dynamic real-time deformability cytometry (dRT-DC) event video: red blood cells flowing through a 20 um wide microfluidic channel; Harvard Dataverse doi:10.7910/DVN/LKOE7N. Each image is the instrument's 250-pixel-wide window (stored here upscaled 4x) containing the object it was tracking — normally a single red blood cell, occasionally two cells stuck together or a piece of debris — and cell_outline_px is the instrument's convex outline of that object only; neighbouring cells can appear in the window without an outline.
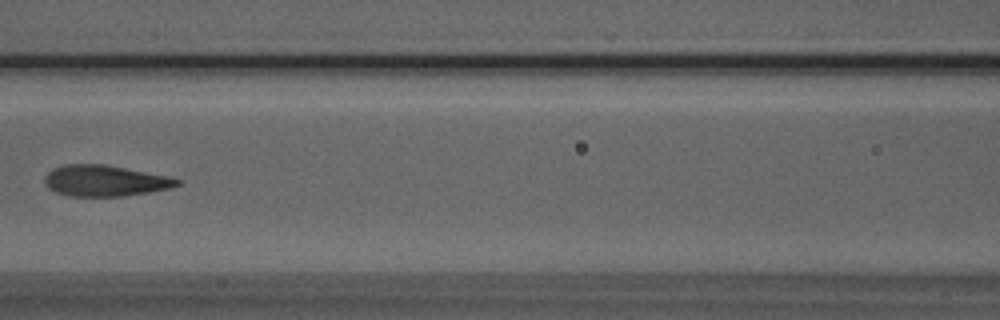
{"species": "Egyptian fruit bat (a non-hibernating species)", "species_latin": "Rousettus aegyptiacus", "temperature_condition": "room temperature", "stored_images_in_passage": 7, "camera_frame_rate_fps": 3000, "um_per_image_px": 0.085, "animal": {"sex": "male"}, "frame": {"image": 1, "passage_image": 6, "time_ms": 6.0, "image_size_px": [1000, 320], "cell_outline_px": [[180, 184], [172, 188], [124, 196], [68, 196], [56, 192], [48, 188], [44, 184], [44, 176], [52, 168], [64, 164], [104, 164], [168, 176], [180, 180]], "centroid_in_image_um": [8.88, 15.36], "position_along_channel_um": 157.7, "area_um2": 24.04}}
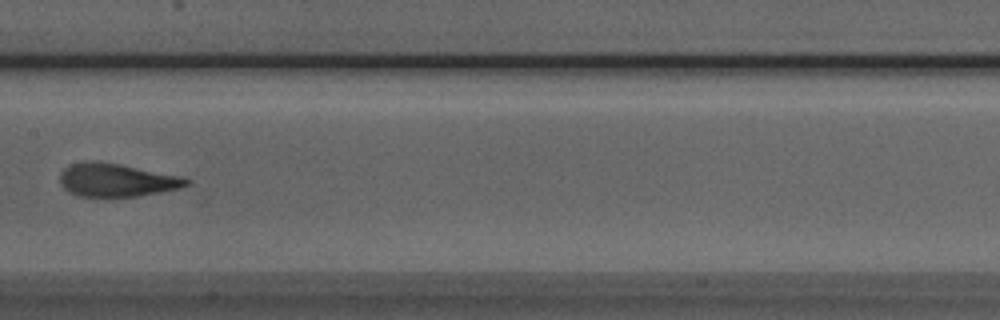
{"frame": {"image": 2, "passage_image": 7, "time_ms": 7.0, "image_size_px": [1000, 320], "cell_outline_px": [[192, 180], [188, 184], [180, 188], [160, 192], [136, 196], [76, 196], [68, 192], [60, 184], [60, 172], [64, 168], [72, 164], [92, 160], [96, 160], [120, 164], [184, 176]], "centroid_in_image_um": [9.92, 15.29], "position_along_channel_um": 197.5, "area_um2": 24.62}}